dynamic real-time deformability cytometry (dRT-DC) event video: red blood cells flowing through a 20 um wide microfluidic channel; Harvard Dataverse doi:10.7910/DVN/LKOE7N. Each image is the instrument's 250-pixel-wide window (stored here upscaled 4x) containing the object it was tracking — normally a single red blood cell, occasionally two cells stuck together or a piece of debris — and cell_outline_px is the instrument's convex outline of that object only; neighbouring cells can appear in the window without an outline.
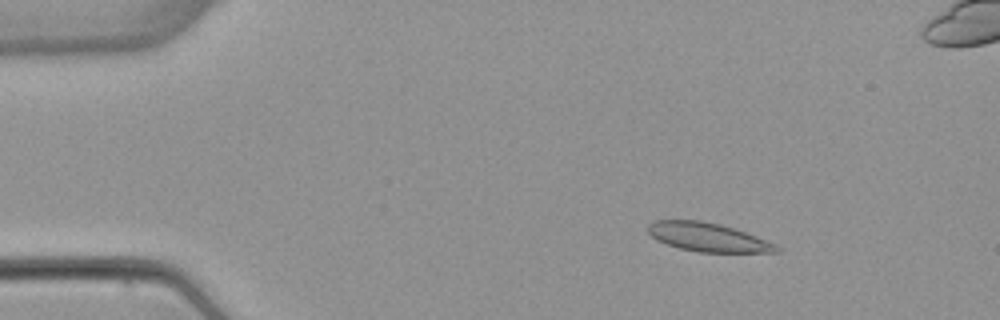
{"species": "common noctule bat (a hibernating species)", "species_latin": "Nyctalus noctula", "temperature_condition": "warm", "stored_images_in_passage": 54, "camera_frame_rate_fps": 3000, "um_per_image_px": 0.085, "animal": {"sex": "female", "body_mass_g": 22.7, "forearm_length_mm": 54.2}, "frame": {"image": 1, "passage_image": 8, "time_ms": 2.333, "image_size_px": [1000, 320], "cell_outline_px": [[780, 252], [700, 252], [680, 248], [656, 240], [648, 232], [648, 224], [656, 220], [700, 220], [720, 224], [756, 236], [776, 244], [780, 248]], "centroid_in_image_um": [60.16, 20.16], "position_along_channel_um": 24.8, "area_um2": 21.27}}
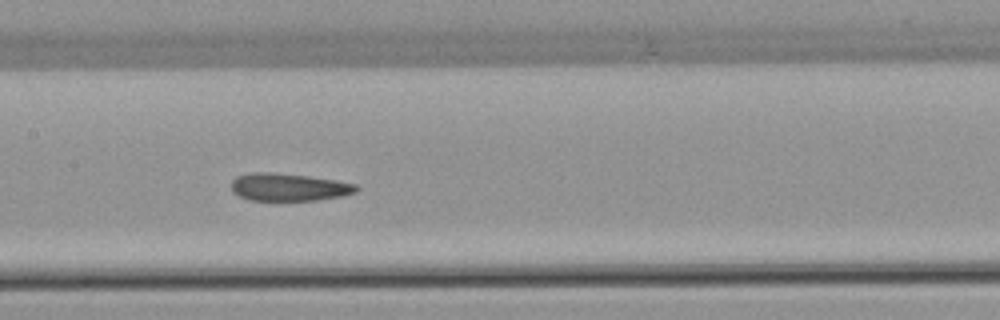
{"frame": {"image": 2, "passage_image": 26, "time_ms": 8.333, "image_size_px": [1000, 320], "cell_outline_px": [[360, 188], [356, 192], [344, 196], [316, 200], [248, 200], [232, 192], [232, 180], [236, 176], [252, 172], [272, 172], [308, 176], [336, 180], [356, 184]], "centroid_in_image_um": [24.56, 15.9], "position_along_channel_um": 182.8, "area_um2": 20.23}}
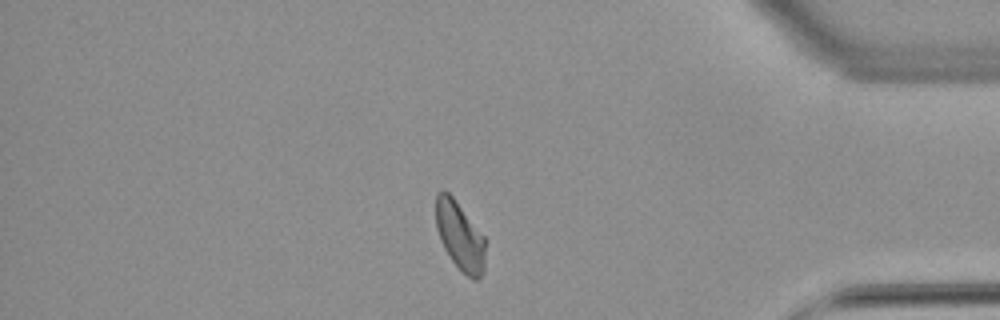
{"frame": {"image": 3, "passage_image": 45, "time_ms": 14.667, "image_size_px": [1000, 320], "cell_outline_px": [[484, 272], [476, 280], [472, 280], [452, 260], [444, 248], [440, 240], [436, 228], [436, 192], [444, 188], [452, 196], [484, 236]], "centroid_in_image_um": [39.07, 20.03], "position_along_channel_um": 396.1, "area_um2": 19.54}, "authors_computed_cell_mechanics": {"area_um2": 20.7791, "velocity_mm_per_s": 3.8692, "shape_relaxation_time_tau1_ms": null, "shape_relaxation_time_tau2_ms": 2.7688, "deformation_change_tau1": null, "deformation_change_tau2": 0.1031}}